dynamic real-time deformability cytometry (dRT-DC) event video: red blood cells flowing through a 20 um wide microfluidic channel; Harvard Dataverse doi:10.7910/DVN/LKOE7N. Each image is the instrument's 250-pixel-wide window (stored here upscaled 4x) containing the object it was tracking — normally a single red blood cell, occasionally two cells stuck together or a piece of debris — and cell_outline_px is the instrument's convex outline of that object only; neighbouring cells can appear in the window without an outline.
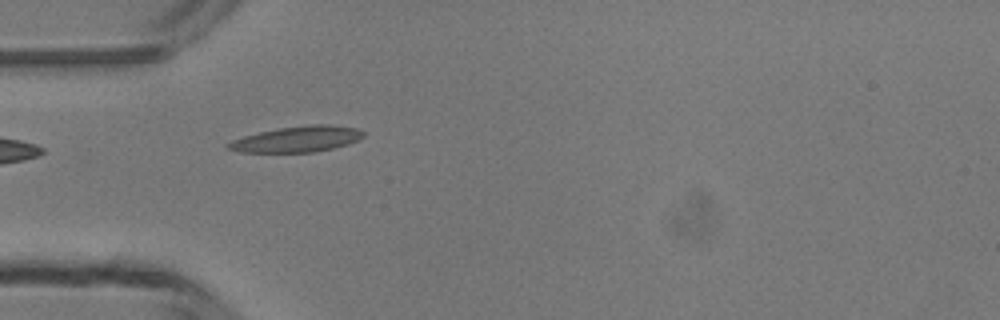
{"species": "common noctule bat (a hibernating species)", "species_latin": "Nyctalus noctula", "temperature_condition": "room temperature", "stored_images_in_passage": 6, "camera_frame_rate_fps": 3000, "um_per_image_px": 0.085, "animal": {"sex": "male", "body_mass_g": 13.3}, "frame": {"image": 1, "passage_image": 4, "time_ms": 4.333, "image_size_px": [1000, 320], "cell_outline_px": [[364, 136], [348, 144], [332, 148], [312, 152], [240, 152], [228, 148], [224, 144], [232, 140], [244, 136], [260, 132], [280, 128], [312, 124], [332, 124], [356, 128], [364, 132]], "centroid_in_image_um": [25.25, 11.82], "position_along_channel_um": 59.8, "area_um2": 20.17}}
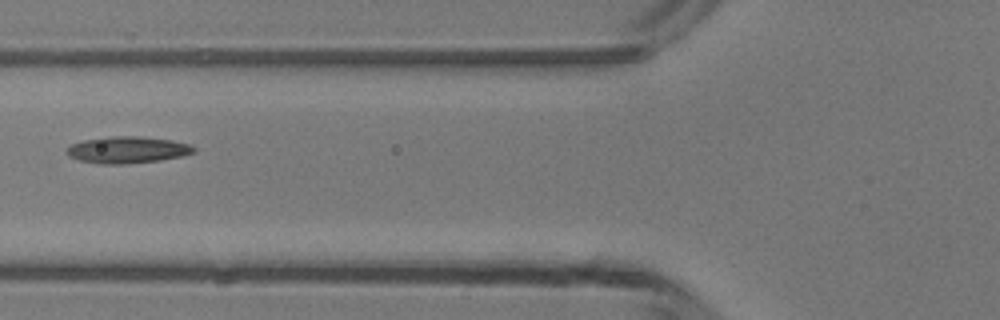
{"frame": {"image": 2, "passage_image": 5, "time_ms": 5.667, "image_size_px": [1000, 320], "cell_outline_px": [[196, 152], [184, 156], [160, 160], [128, 164], [100, 164], [80, 160], [68, 156], [64, 152], [72, 144], [84, 140], [112, 136], [140, 136], [172, 140], [192, 144], [196, 148]], "centroid_in_image_um": [10.88, 12.74], "position_along_channel_um": 114.9, "area_um2": 20.0}}
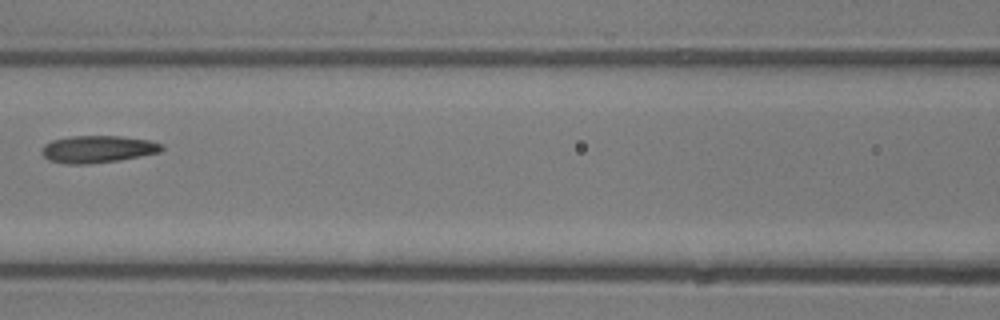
{"frame": {"image": 3, "passage_image": 6, "time_ms": 6.667, "image_size_px": [1000, 320], "cell_outline_px": [[164, 148], [160, 152], [140, 156], [116, 160], [88, 164], [64, 164], [48, 160], [40, 152], [40, 148], [44, 144], [52, 140], [72, 136], [120, 136], [148, 140], [164, 144]], "centroid_in_image_um": [8.27, 12.67], "position_along_channel_um": 158.3, "area_um2": 19.07}}